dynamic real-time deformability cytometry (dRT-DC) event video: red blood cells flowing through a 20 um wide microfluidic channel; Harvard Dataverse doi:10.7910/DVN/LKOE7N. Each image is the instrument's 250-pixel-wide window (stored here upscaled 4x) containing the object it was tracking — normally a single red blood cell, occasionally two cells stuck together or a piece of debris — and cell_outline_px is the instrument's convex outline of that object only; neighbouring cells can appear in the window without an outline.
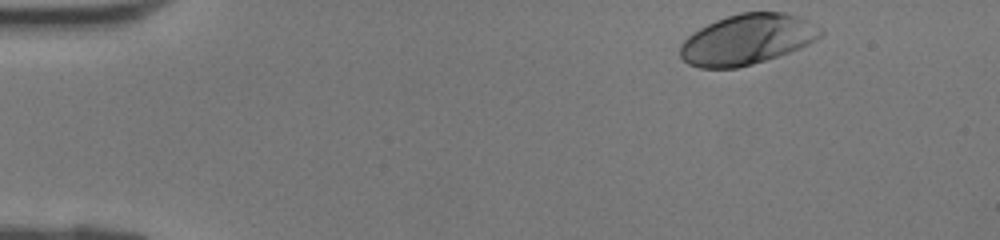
{"species": "human", "species_latin": "Homo sapiens", "temperature_condition": "room temperature", "stored_images_in_passage": 37, "camera_frame_rate_fps": 3000, "um_per_image_px": 0.085, "donor": {"sex": "female"}, "frame": {"image": 1, "passage_image": 1, "time_ms": 0.0, "image_size_px": [1000, 240], "cell_outline_px": [[824, 32], [816, 40], [800, 48], [752, 64], [736, 68], [700, 68], [688, 64], [680, 56], [680, 44], [692, 32], [716, 20], [740, 12], [784, 12], [800, 16], [808, 20], [820, 28]], "centroid_in_image_um": [63.5, 3.34], "position_along_channel_um": 21.5, "area_um2": 41.1}}
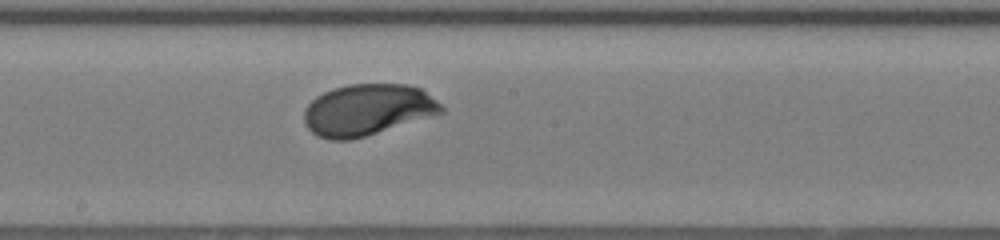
{"frame": {"image": 2, "passage_image": 19, "time_ms": 6.0, "image_size_px": [1000, 240], "cell_outline_px": [[444, 112], [352, 140], [328, 140], [316, 136], [304, 124], [304, 108], [316, 96], [332, 88], [348, 84], [408, 84], [420, 88], [436, 100], [444, 108]], "centroid_in_image_um": [31.19, 9.34], "position_along_channel_um": 217.0, "area_um2": 41.1}}
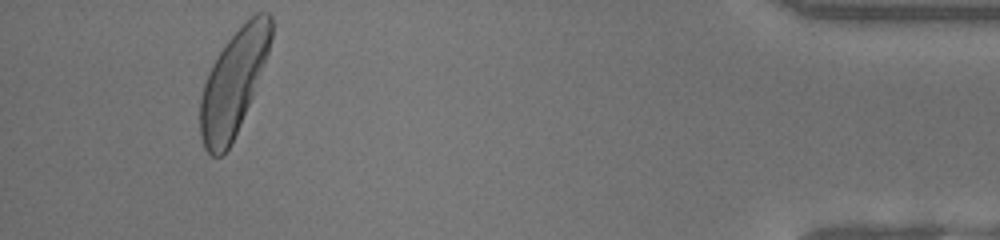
{"frame": {"image": 3, "passage_image": 35, "time_ms": 11.333, "image_size_px": [1000, 240], "cell_outline_px": [[272, 36], [268, 52], [264, 64], [252, 96], [240, 124], [228, 148], [220, 156], [212, 156], [204, 148], [200, 136], [200, 96], [208, 72], [212, 64], [224, 44], [256, 12], [268, 12], [272, 16]], "centroid_in_image_um": [19.83, 7.02], "position_along_channel_um": 415.4, "area_um2": 42.48}}